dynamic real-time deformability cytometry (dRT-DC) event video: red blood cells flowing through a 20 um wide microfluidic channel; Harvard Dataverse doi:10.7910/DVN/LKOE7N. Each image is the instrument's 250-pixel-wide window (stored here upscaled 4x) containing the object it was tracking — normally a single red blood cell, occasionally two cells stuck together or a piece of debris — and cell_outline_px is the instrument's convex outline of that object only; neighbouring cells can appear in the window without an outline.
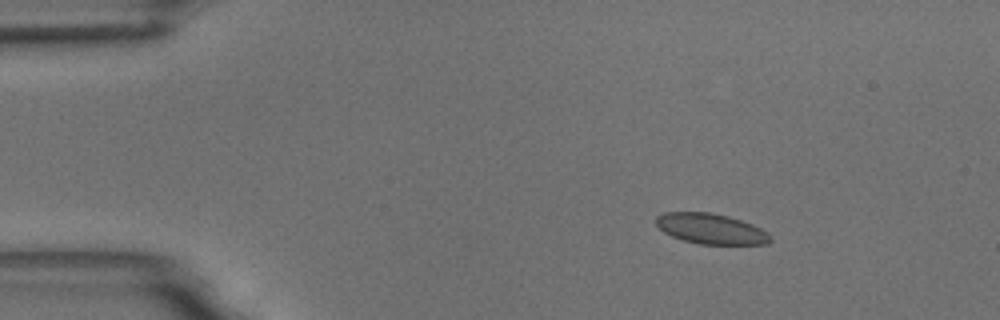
{"species": "common noctule bat (a hibernating species)", "species_latin": "Nyctalus noctula", "temperature_condition": "room temperature", "stored_images_in_passage": 49, "camera_frame_rate_fps": 3000, "um_per_image_px": 0.085, "animal": {"sex": "male", "body_mass_g": 18.8}, "frame": {"image": 1, "passage_image": 1, "time_ms": 0.0, "image_size_px": [1000, 320], "cell_outline_px": [[772, 240], [768, 244], [700, 244], [684, 240], [672, 236], [664, 232], [656, 224], [656, 216], [664, 212], [712, 212], [728, 216], [752, 224], [768, 232], [772, 236]], "centroid_in_image_um": [60.45, 19.44], "position_along_channel_um": 24.6, "area_um2": 20.29}}
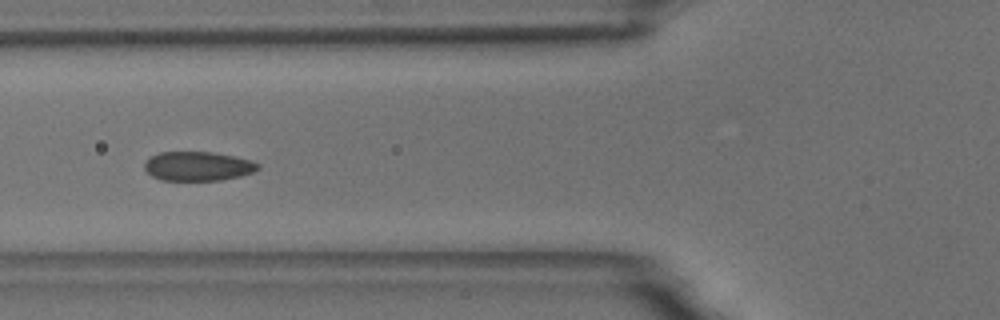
{"frame": {"image": 2, "passage_image": 14, "time_ms": 4.333, "image_size_px": [1000, 320], "cell_outline_px": [[260, 168], [252, 172], [240, 176], [220, 180], [160, 180], [152, 176], [144, 168], [144, 164], [152, 156], [160, 152], [212, 152], [236, 156], [252, 160], [260, 164]], "centroid_in_image_um": [16.85, 14.12], "position_along_channel_um": 108.9, "area_um2": 19.31}}
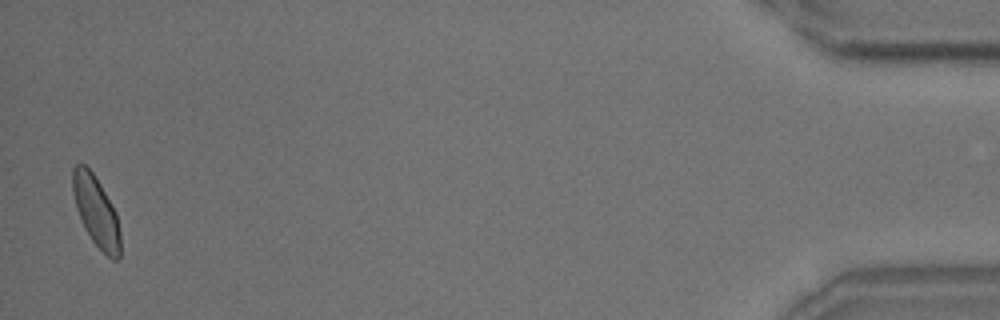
{"frame": {"image": 3, "passage_image": 48, "time_ms": 15.667, "image_size_px": [1000, 320], "cell_outline_px": [[120, 256], [116, 260], [112, 260], [92, 240], [84, 228], [76, 208], [72, 192], [72, 168], [76, 164], [84, 164], [92, 172], [100, 184], [116, 212], [120, 232]], "centroid_in_image_um": [8.16, 17.96], "position_along_channel_um": 427.0, "area_um2": 19.42}, "authors_computed_cell_mechanics": {"area_um2": 19.8254, "velocity_mm_per_s": 3.598, "shape_relaxation_time_tau1_ms": 2.5629, "shape_relaxation_time_tau2_ms": 0.6222, "deformation_change_tau1": 0.0781, "deformation_change_tau2": 0.0576}}